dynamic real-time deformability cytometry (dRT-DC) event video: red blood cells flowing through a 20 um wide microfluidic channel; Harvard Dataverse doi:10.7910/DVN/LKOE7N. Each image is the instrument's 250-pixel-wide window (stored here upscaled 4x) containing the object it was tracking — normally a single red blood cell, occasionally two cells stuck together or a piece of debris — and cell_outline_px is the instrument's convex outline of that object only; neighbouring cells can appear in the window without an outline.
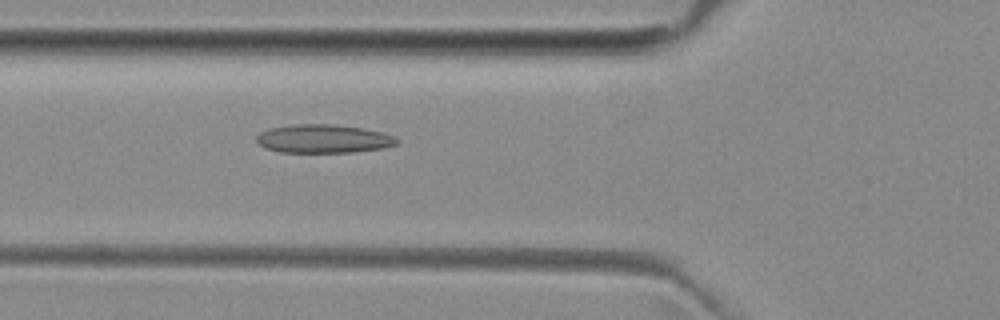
{"species": "common noctule bat (a hibernating species)", "species_latin": "Nyctalus noctula", "temperature_condition": "room temperature", "stored_images_in_passage": 4, "camera_frame_rate_fps": 3000, "um_per_image_px": 0.085, "animal": {"sex": "female", "body_mass_g": 29.2, "forearm_length_mm": 56.3}, "frame": {"image": 1, "passage_image": 3, "time_ms": 2.333, "image_size_px": [1000, 320], "cell_outline_px": [[400, 140], [396, 144], [384, 148], [352, 152], [280, 152], [264, 148], [256, 140], [256, 136], [260, 132], [268, 128], [296, 124], [336, 124], [360, 128], [380, 132], [392, 136]], "centroid_in_image_um": [27.45, 11.79], "position_along_channel_um": 98.3, "area_um2": 23.24}}